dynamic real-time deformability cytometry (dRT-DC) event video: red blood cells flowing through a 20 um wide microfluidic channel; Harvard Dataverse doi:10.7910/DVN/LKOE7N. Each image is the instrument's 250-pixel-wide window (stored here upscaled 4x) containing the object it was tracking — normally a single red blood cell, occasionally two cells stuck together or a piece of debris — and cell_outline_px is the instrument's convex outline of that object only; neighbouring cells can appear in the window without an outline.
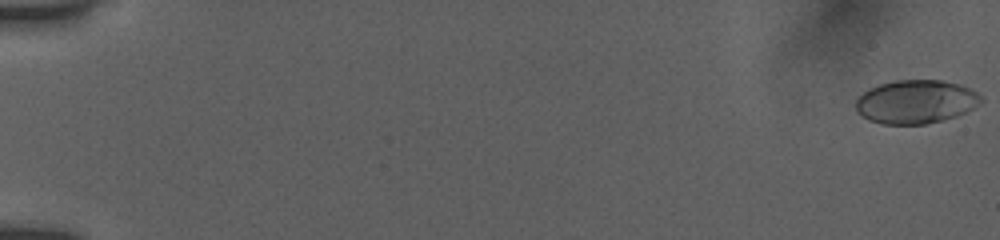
{"species": "human", "species_latin": "Homo sapiens", "temperature_condition": "room temperature", "stored_images_in_passage": 18, "camera_frame_rate_fps": 3000, "um_per_image_px": 0.085, "donor": {"sex": "female"}, "frame": {"image": 1, "passage_image": 1, "time_ms": 0.0, "image_size_px": [1000, 240], "cell_outline_px": [[984, 100], [972, 108], [956, 116], [944, 120], [924, 124], [880, 124], [868, 120], [856, 112], [856, 100], [868, 88], [880, 84], [896, 80], [944, 80], [960, 84], [976, 92]], "centroid_in_image_um": [77.82, 8.65], "position_along_channel_um": 7.2, "area_um2": 31.85}}